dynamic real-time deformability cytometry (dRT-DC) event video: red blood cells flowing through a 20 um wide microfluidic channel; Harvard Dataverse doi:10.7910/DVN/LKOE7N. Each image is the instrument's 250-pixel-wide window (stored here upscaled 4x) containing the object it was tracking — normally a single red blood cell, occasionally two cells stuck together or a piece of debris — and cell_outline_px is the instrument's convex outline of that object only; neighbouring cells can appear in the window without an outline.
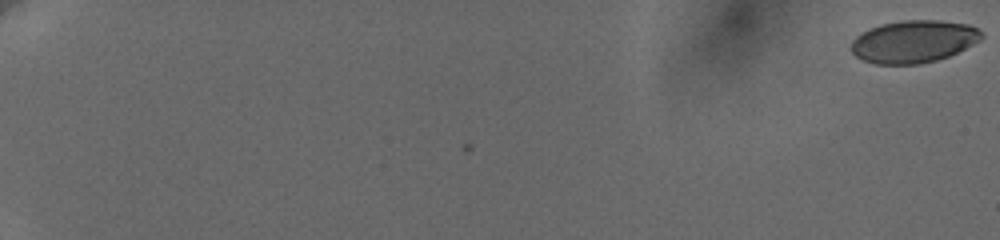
{"species": "human", "species_latin": "Homo sapiens", "temperature_condition": "cold", "stored_images_in_passage": 61, "camera_frame_rate_fps": 3000, "um_per_image_px": 0.085, "donor": {"sex": "female"}, "frame": {"image": 1, "passage_image": 1, "time_ms": 0.0, "image_size_px": [1000, 240], "cell_outline_px": [[984, 36], [980, 40], [948, 56], [936, 60], [916, 64], [876, 64], [864, 60], [856, 56], [852, 52], [852, 40], [856, 36], [880, 24], [904, 20], [940, 20], [968, 24], [976, 28]], "centroid_in_image_um": [77.65, 3.52], "position_along_channel_um": 7.3, "area_um2": 31.85}}
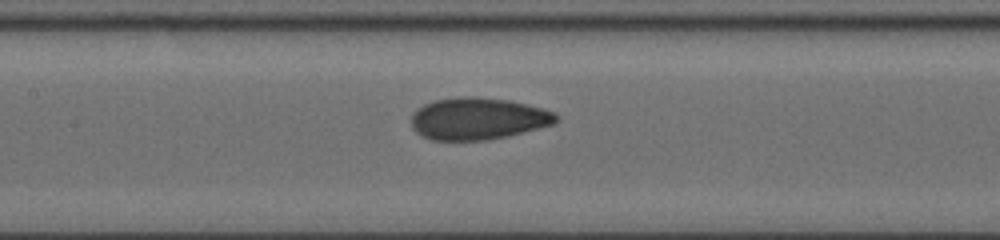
{"frame": {"image": 2, "passage_image": 34, "time_ms": 11.0, "image_size_px": [1000, 240], "cell_outline_px": [[560, 120], [552, 124], [508, 136], [488, 140], [432, 140], [416, 132], [412, 128], [412, 112], [424, 104], [432, 100], [460, 96], [476, 96], [508, 100], [544, 108], [556, 112], [560, 116]], "centroid_in_image_um": [40.64, 10.07], "position_along_channel_um": 166.8, "area_um2": 35.72}}
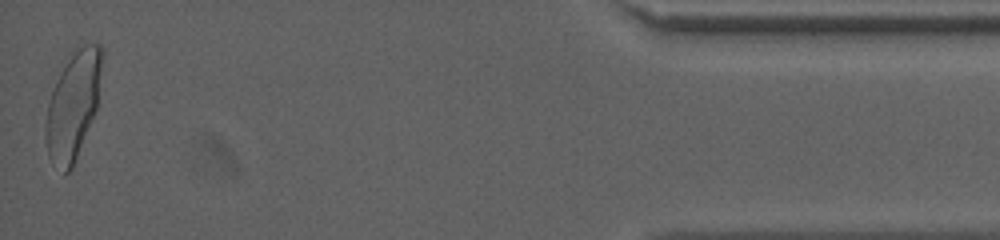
{"frame": {"image": 3, "passage_image": 61, "time_ms": 20.0, "image_size_px": [1000, 240], "cell_outline_px": [[104, 56], [96, 108], [72, 168], [68, 172], [64, 172], [52, 164], [48, 156], [44, 132], [44, 124], [48, 104], [52, 92], [68, 52], [76, 44], [100, 44], [104, 48]], "centroid_in_image_um": [6.21, 8.85], "position_along_channel_um": 429.0, "area_um2": 35.72}, "authors_computed_cell_mechanics": {"area_um2": 34.391, "velocity_mm_per_s": 3.6354, "shape_relaxation_time_tau1_ms": 4.6678, "shape_relaxation_time_tau2_ms": 0.8982, "deformation_change_tau1": 0.1536, "deformation_change_tau2": 0.0506}}